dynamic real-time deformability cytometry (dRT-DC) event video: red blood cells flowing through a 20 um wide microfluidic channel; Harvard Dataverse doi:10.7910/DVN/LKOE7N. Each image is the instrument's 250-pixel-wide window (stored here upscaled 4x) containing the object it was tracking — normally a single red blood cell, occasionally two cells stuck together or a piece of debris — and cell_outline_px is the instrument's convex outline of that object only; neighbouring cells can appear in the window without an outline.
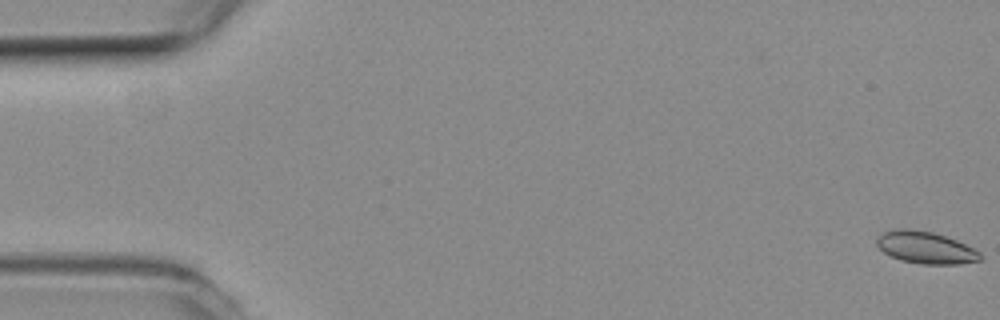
{"species": "common noctule bat (a hibernating species)", "species_latin": "Nyctalus noctula", "temperature_condition": "room temperature", "stored_images_in_passage": 17, "camera_frame_rate_fps": 3000, "um_per_image_px": 0.085, "animal": {"sex": "female", "body_mass_g": 19.3, "forearm_length_mm": 54.1}, "frame": {"image": 1, "passage_image": 1, "time_ms": 0.0, "image_size_px": [1000, 320], "cell_outline_px": [[984, 256], [980, 260], [960, 264], [920, 264], [900, 260], [884, 252], [876, 244], [876, 240], [884, 232], [892, 228], [908, 228], [932, 232], [956, 240], [980, 252]], "centroid_in_image_um": [78.67, 21.04], "position_along_channel_um": 6.3, "area_um2": 19.31}}